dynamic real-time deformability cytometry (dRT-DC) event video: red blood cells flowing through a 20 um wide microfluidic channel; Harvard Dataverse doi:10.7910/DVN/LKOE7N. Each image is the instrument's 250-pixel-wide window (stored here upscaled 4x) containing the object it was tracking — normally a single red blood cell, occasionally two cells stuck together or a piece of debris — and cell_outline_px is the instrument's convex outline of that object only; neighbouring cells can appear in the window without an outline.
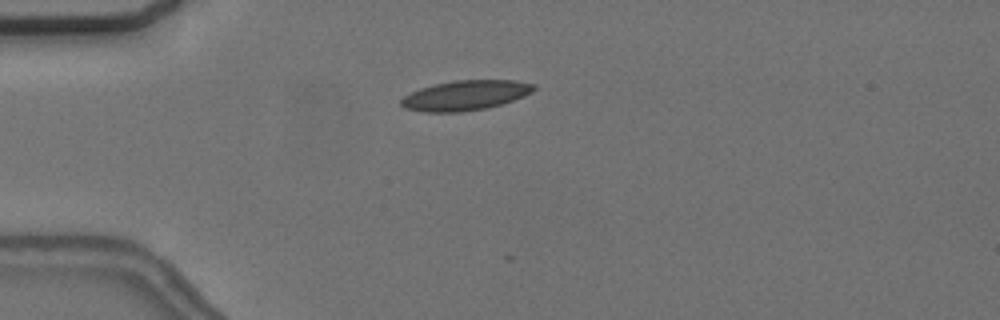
{"species": "common noctule bat (a hibernating species)", "species_latin": "Nyctalus noctula", "temperature_condition": "cold", "stored_images_in_passage": 9, "camera_frame_rate_fps": 3000, "um_per_image_px": 0.085, "animal": {"sex": "female", "body_mass_g": 24.6, "forearm_length_mm": 56.2}, "frame": {"image": 1, "passage_image": 4, "time_ms": 1.0, "image_size_px": [1000, 320], "cell_outline_px": [[536, 88], [532, 92], [524, 96], [488, 108], [460, 112], [424, 112], [404, 108], [400, 104], [400, 100], [404, 96], [420, 88], [436, 84], [456, 80], [516, 80], [536, 84]], "centroid_in_image_um": [39.57, 8.1], "position_along_channel_um": 45.4, "area_um2": 23.12}}